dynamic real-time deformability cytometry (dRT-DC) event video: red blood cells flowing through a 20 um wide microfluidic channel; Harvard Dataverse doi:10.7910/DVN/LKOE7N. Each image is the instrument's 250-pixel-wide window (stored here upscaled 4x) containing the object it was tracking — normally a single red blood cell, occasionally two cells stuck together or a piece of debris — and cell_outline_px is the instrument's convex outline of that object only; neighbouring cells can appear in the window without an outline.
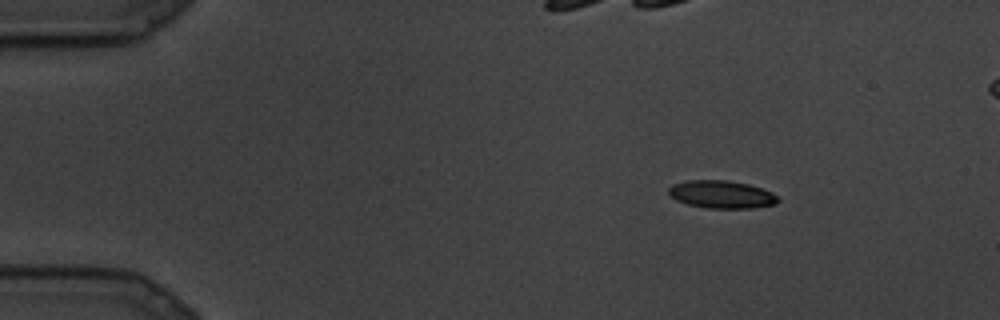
{"species": "common noctule bat (a hibernating species)", "species_latin": "Nyctalus noctula", "temperature_condition": "cold", "stored_images_in_passage": 10, "camera_frame_rate_fps": 3000, "um_per_image_px": 0.085, "animal": {"sex": "male", "body_mass_g": 19.5, "forearm_length_mm": 54.6}, "frame": {"image": 1, "passage_image": 1, "time_ms": 0.0, "image_size_px": [1000, 320], "cell_outline_px": [[780, 200], [776, 204], [752, 208], [704, 208], [688, 204], [676, 200], [668, 196], [668, 188], [672, 184], [688, 180], [728, 180], [748, 184], [772, 192]], "centroid_in_image_um": [61.3, 16.52], "position_along_channel_um": 23.7, "area_um2": 17.8}}